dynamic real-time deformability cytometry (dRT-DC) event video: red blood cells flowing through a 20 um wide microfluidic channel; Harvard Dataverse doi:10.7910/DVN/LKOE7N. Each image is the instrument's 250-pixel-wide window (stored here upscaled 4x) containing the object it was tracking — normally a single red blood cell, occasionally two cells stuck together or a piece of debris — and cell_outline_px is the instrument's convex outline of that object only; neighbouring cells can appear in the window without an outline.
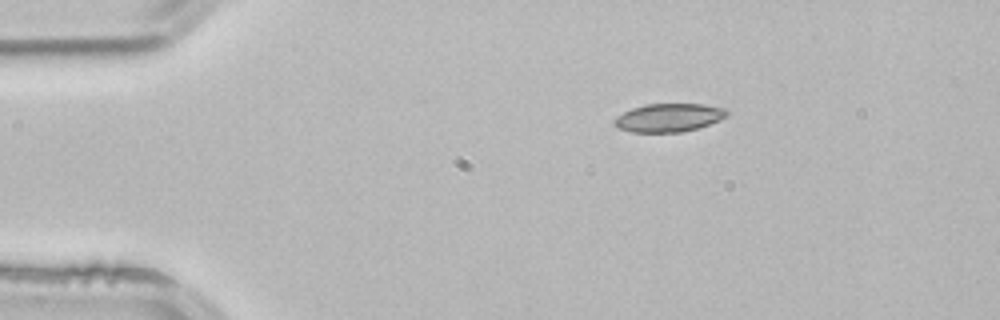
{"species": "common noctule bat (a hibernating species)", "species_latin": "Nyctalus noctula", "temperature_condition": "room temperature", "stored_images_in_passage": 2, "camera_frame_rate_fps": 3000, "um_per_image_px": 0.085, "animal": {"sex": "male", "body_mass_g": 21.5, "forearm_length_mm": 52.0}, "frame": {"image": 1, "passage_image": 1, "time_ms": 0.0, "image_size_px": [1000, 320], "cell_outline_px": [[728, 112], [720, 120], [696, 128], [680, 132], [632, 132], [620, 128], [612, 124], [612, 120], [616, 116], [632, 108], [648, 104], [704, 104], [728, 108]], "centroid_in_image_um": [56.83, 9.99], "position_along_channel_um": 28.2, "area_um2": 18.5}}